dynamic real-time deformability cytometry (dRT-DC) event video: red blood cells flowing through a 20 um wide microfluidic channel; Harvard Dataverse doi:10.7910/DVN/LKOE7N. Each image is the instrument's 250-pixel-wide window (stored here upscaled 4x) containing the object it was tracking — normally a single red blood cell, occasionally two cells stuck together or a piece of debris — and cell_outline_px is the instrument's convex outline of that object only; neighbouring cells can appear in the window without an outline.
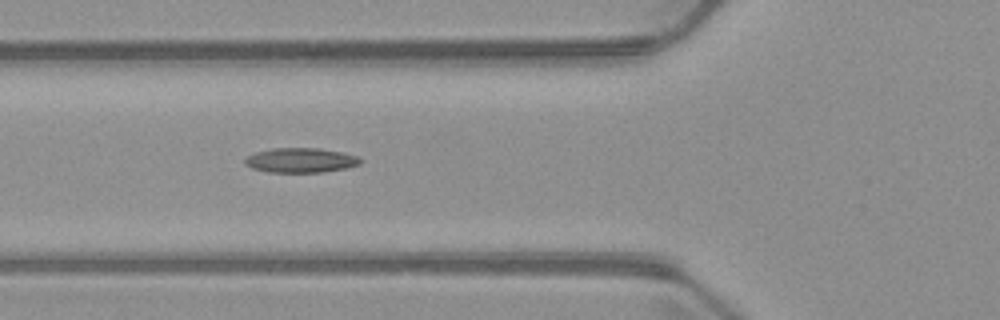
{"species": "common noctule bat (a hibernating species)", "species_latin": "Nyctalus noctula", "temperature_condition": "warm", "stored_images_in_passage": 2, "camera_frame_rate_fps": 3000, "um_per_image_px": 0.085, "animal": {"sex": "male", "body_mass_g": 23.1, "forearm_length_mm": 52.7}, "frame": {"image": 1, "passage_image": 2, "time_ms": 1.333, "image_size_px": [1000, 320], "cell_outline_px": [[364, 160], [360, 164], [348, 168], [324, 172], [268, 172], [252, 168], [244, 164], [244, 160], [248, 156], [256, 152], [272, 148], [320, 148], [360, 156]], "centroid_in_image_um": [25.6, 13.62], "position_along_channel_um": 100.2, "area_um2": 16.76}}